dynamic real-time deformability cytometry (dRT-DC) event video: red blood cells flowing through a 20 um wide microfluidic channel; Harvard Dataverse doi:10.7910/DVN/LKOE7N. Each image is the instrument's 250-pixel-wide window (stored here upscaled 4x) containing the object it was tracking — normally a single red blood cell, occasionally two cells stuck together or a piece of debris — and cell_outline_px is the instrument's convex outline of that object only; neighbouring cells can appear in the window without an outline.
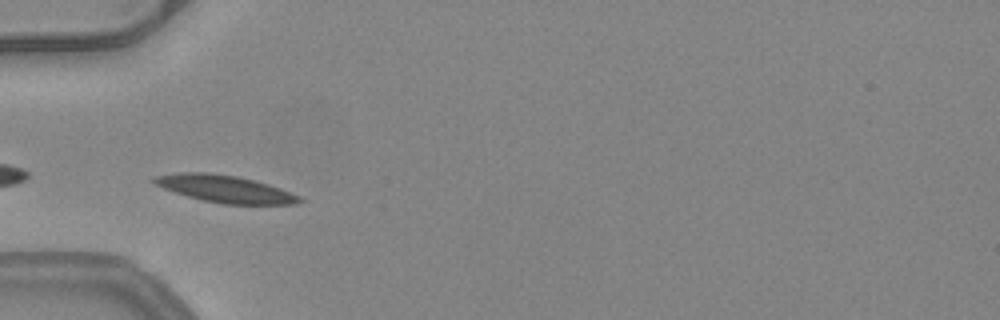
{"species": "common noctule bat (a hibernating species)", "species_latin": "Nyctalus noctula", "temperature_condition": "warm", "stored_images_in_passage": 36, "camera_frame_rate_fps": 3000, "um_per_image_px": 0.085, "animal": {"sex": "female", "body_mass_g": 24.6, "forearm_length_mm": 56.2}, "frame": {"image": 1, "passage_image": 1, "time_ms": 0.0, "image_size_px": [1000, 320], "cell_outline_px": [[304, 200], [296, 204], [220, 204], [188, 196], [164, 188], [148, 180], [152, 176], [176, 172], [208, 172], [236, 176], [256, 180], [280, 188], [300, 196]], "centroid_in_image_um": [19.1, 16.04], "position_along_channel_um": 65.9, "area_um2": 23.12}}
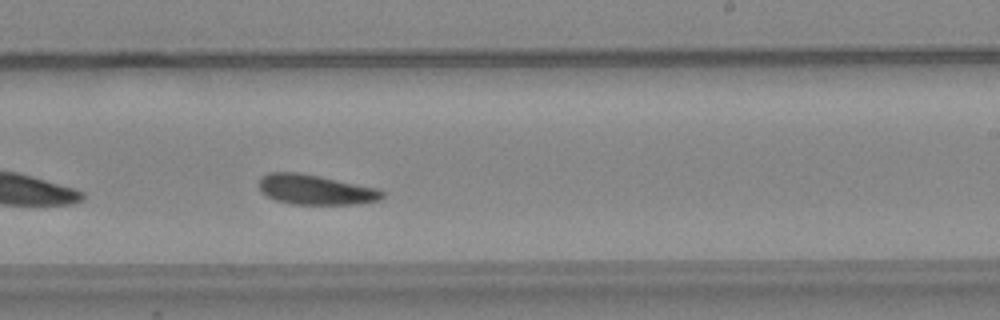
{"frame": {"image": 2, "passage_image": 16, "time_ms": 5.0, "image_size_px": [1000, 320], "cell_outline_px": [[384, 196], [380, 200], [360, 204], [292, 204], [276, 200], [260, 192], [260, 176], [268, 172], [296, 172], [320, 176], [376, 188], [384, 192]], "centroid_in_image_um": [26.81, 16.12], "position_along_channel_um": 262.2, "area_um2": 21.5}}
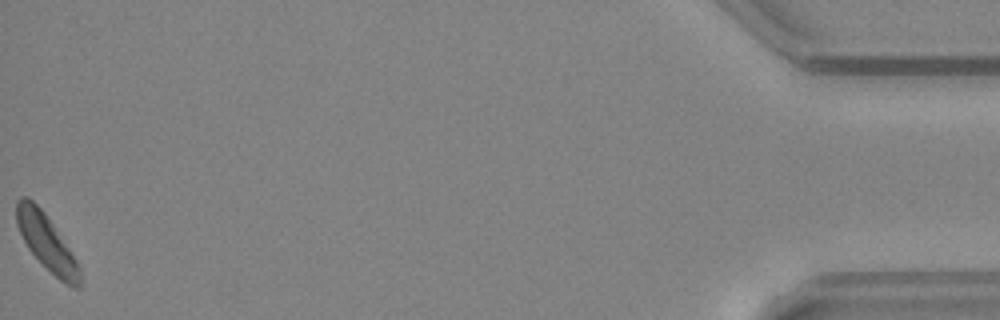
{"frame": {"image": 3, "passage_image": 36, "time_ms": 11.667, "image_size_px": [1000, 320], "cell_outline_px": [[80, 288], [72, 288], [60, 280], [28, 248], [16, 224], [16, 200], [20, 196], [28, 196], [44, 212], [76, 260], [80, 268]], "centroid_in_image_um": [3.94, 20.57], "position_along_channel_um": 431.3, "area_um2": 19.94}, "authors_computed_cell_mechanics": {"area_um2": 21.3571, "velocity_mm_per_s": 3.9623, "shape_relaxation_time_tau1_ms": 2.8702, "shape_relaxation_time_tau2_ms": 5.9218, "deformation_change_tau1": 0.098, "deformation_change_tau2": 0.1443}}